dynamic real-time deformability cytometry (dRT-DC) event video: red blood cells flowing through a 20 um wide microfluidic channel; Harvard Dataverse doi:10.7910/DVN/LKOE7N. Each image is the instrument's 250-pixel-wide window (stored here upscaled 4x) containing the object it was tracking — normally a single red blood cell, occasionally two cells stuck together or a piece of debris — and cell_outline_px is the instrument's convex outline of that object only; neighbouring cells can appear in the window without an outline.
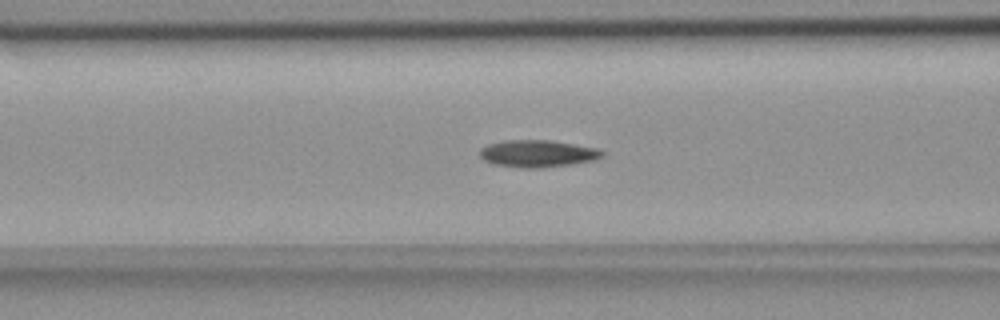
{"species": "common noctule bat (a hibernating species)", "species_latin": "Nyctalus noctula", "temperature_condition": "room temperature", "stored_images_in_passage": 38, "camera_frame_rate_fps": 3000, "um_per_image_px": 0.085, "animal": {"sex": "female", "body_mass_g": 18.4}, "frame": {"image": 1, "passage_image": 12, "time_ms": 3.667, "image_size_px": [1000, 320], "cell_outline_px": [[604, 156], [596, 160], [572, 164], [544, 168], [520, 168], [492, 164], [484, 160], [480, 156], [480, 148], [488, 144], [504, 140], [552, 140], [596, 148], [604, 152]], "centroid_in_image_um": [45.69, 13.06], "position_along_channel_um": 120.9, "area_um2": 19.59}}
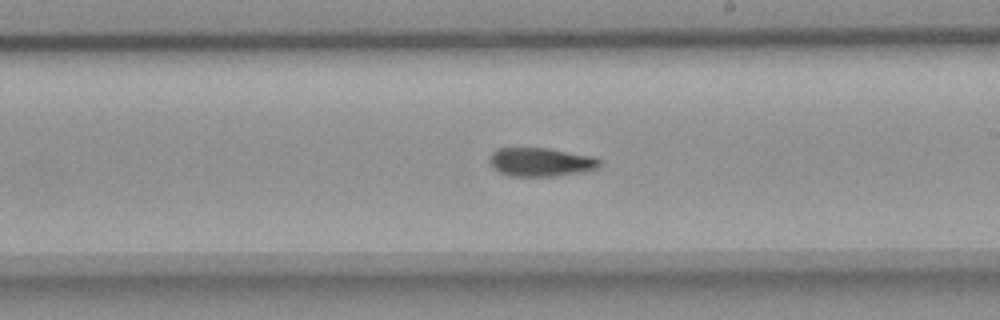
{"frame": {"image": 2, "passage_image": 22, "time_ms": 7.0, "image_size_px": [1000, 320], "cell_outline_px": [[604, 164], [600, 168], [584, 172], [552, 176], [512, 176], [500, 172], [488, 160], [492, 152], [496, 148], [548, 148], [592, 156], [600, 160]], "centroid_in_image_um": [46.03, 13.77], "position_along_channel_um": 243.0, "area_um2": 18.44}}
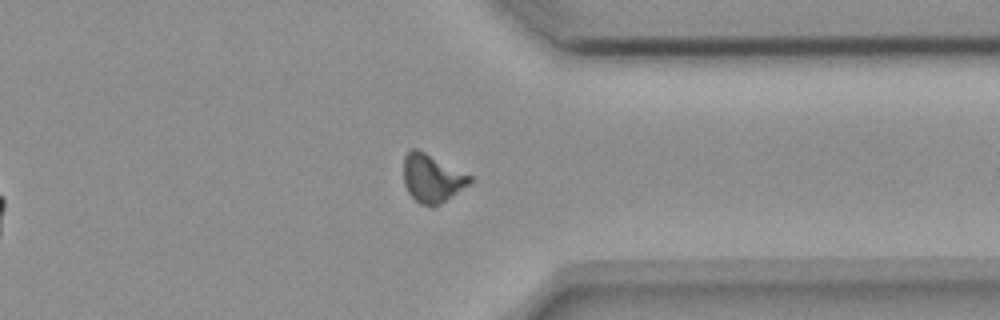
{"frame": {"image": 3, "passage_image": 33, "time_ms": 10.667, "image_size_px": [1000, 320], "cell_outline_px": [[472, 180], [468, 184], [452, 196], [440, 204], [432, 208], [420, 204], [408, 192], [404, 184], [404, 156], [412, 148], [416, 148], [472, 176]], "centroid_in_image_um": [36.7, 15.17], "position_along_channel_um": 374.7, "area_um2": 18.32}, "authors_computed_cell_mechanics": {"area_um2": 18.6116, "velocity_mm_per_s": 3.6778, "shape_relaxation_time_tau1_ms": 10.0885, "shape_relaxation_time_tau2_ms": 5.9862, "deformation_change_tau1": 0.2167, "deformation_change_tau2": 0.1405}}